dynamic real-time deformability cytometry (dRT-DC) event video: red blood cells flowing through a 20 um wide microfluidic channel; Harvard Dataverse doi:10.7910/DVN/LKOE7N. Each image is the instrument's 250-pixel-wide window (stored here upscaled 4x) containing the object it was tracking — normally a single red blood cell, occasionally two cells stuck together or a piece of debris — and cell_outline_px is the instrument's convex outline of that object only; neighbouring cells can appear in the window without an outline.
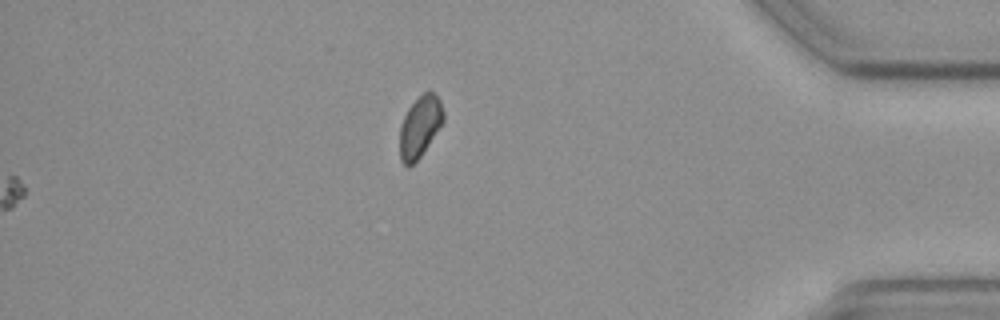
{"species": "common noctule bat (a hibernating species)", "species_latin": "Nyctalus noctula", "temperature_condition": "cold", "stored_images_in_passage": 57, "camera_frame_rate_fps": 3000, "um_per_image_px": 0.085, "animal": {"sex": "female", "body_mass_g": 19.3, "forearm_length_mm": 54.1}, "frame": {"image": 1, "passage_image": 57, "time_ms": 18.667, "image_size_px": [1000, 320], "cell_outline_px": [[444, 120], [420, 156], [408, 168], [400, 160], [400, 124], [408, 108], [428, 88], [440, 100], [444, 112]], "centroid_in_image_um": [35.68, 10.75], "position_along_channel_um": 399.5, "area_um2": 15.37}}